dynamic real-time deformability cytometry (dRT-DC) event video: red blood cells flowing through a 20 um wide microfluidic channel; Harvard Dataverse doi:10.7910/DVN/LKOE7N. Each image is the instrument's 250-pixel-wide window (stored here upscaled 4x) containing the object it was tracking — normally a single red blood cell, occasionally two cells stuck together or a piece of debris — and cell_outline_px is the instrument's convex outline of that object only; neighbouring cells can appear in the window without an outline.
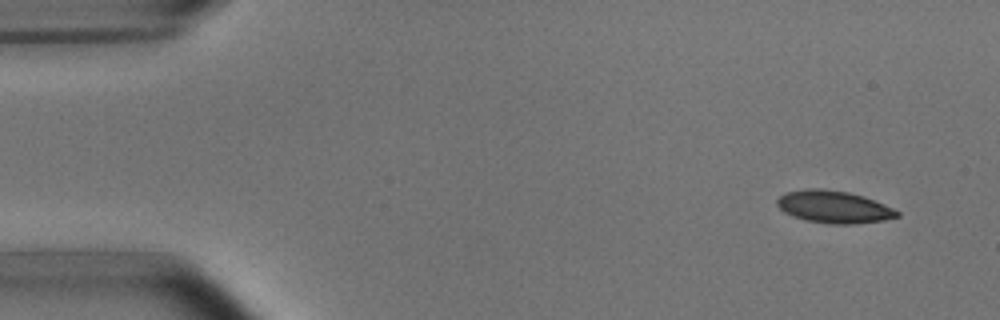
{"species": "common noctule bat (a hibernating species)", "species_latin": "Nyctalus noctula", "temperature_condition": "room temperature", "stored_images_in_passage": 9, "camera_frame_rate_fps": 3000, "um_per_image_px": 0.085, "animal": {"sex": "male", "body_mass_g": 15.6}, "frame": {"image": 1, "passage_image": 1, "time_ms": 0.0, "image_size_px": [1000, 320], "cell_outline_px": [[900, 216], [884, 220], [856, 224], [828, 224], [808, 220], [792, 216], [784, 212], [776, 204], [776, 200], [784, 192], [808, 188], [820, 188], [848, 192], [864, 196], [884, 204], [900, 212]], "centroid_in_image_um": [70.87, 17.58], "position_along_channel_um": 14.1, "area_um2": 22.72}}
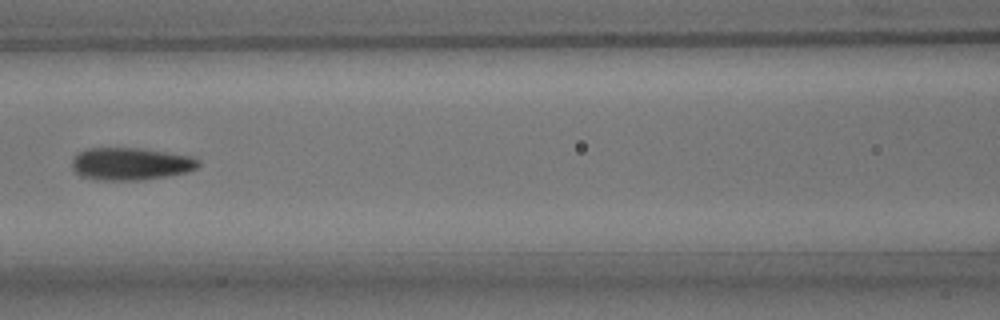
{"frame": {"image": 2, "passage_image": 6, "time_ms": 6.667, "image_size_px": [1000, 320], "cell_outline_px": [[200, 164], [196, 168], [188, 172], [168, 176], [144, 180], [96, 180], [80, 176], [72, 168], [72, 160], [80, 152], [88, 148], [136, 148], [192, 156], [200, 160]], "centroid_in_image_um": [11.12, 13.94], "position_along_channel_um": 155.5, "area_um2": 23.93}}
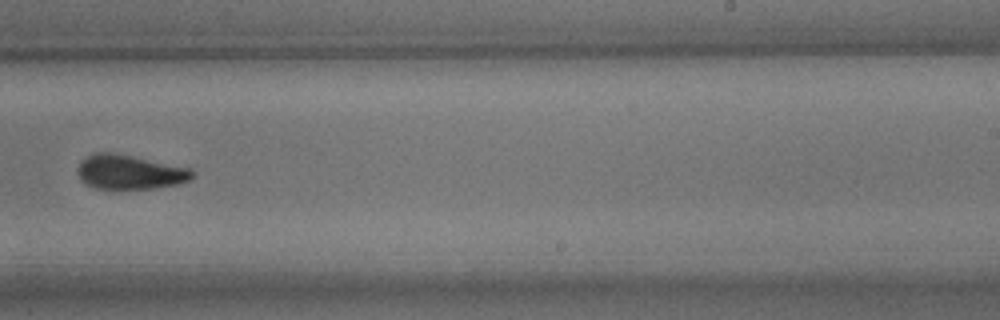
{"frame": {"image": 3, "passage_image": 9, "time_ms": 10.0, "image_size_px": [1000, 320], "cell_outline_px": [[196, 172], [188, 180], [176, 184], [156, 188], [112, 192], [96, 188], [80, 180], [76, 172], [80, 160], [96, 152], [112, 152], [192, 168]], "centroid_in_image_um": [10.98, 14.66], "position_along_channel_um": 278.0, "area_um2": 23.76}}